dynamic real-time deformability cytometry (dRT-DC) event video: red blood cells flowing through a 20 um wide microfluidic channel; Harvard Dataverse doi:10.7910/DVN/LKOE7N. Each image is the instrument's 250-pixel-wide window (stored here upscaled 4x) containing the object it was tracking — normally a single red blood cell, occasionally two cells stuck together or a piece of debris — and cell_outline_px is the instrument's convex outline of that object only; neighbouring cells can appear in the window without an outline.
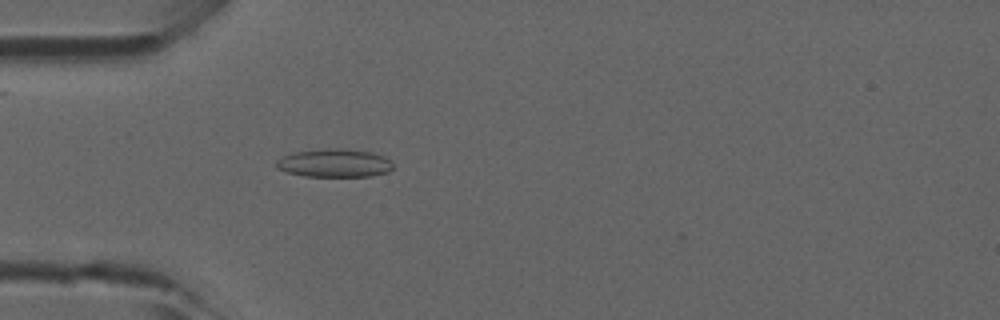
{"species": "common noctule bat (a hibernating species)", "species_latin": "Nyctalus noctula", "temperature_condition": "room temperature", "stored_images_in_passage": 39, "camera_frame_rate_fps": 3000, "um_per_image_px": 0.085, "animal": {"sex": "male", "forearm_length_mm": 52.5}, "frame": {"image": 1, "passage_image": 6, "time_ms": 1.667, "image_size_px": [1000, 320], "cell_outline_px": [[392, 168], [388, 172], [372, 176], [304, 176], [288, 172], [276, 168], [276, 160], [284, 156], [296, 152], [328, 148], [344, 148], [372, 152], [384, 156], [392, 164]], "centroid_in_image_um": [28.44, 13.86], "position_along_channel_um": 56.6, "area_um2": 19.13}}
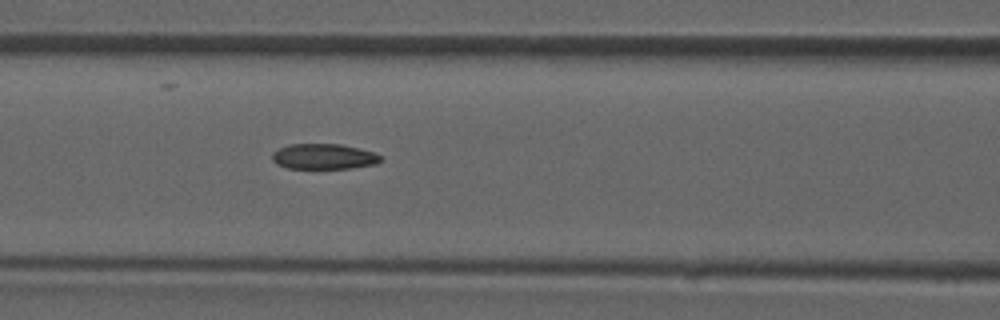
{"frame": {"image": 2, "passage_image": 12, "time_ms": 3.667, "image_size_px": [1000, 320], "cell_outline_px": [[380, 160], [376, 164], [352, 168], [288, 168], [276, 164], [272, 160], [272, 152], [288, 144], [340, 144], [360, 148], [376, 152], [380, 156]], "centroid_in_image_um": [27.52, 13.3], "position_along_channel_um": 139.1, "area_um2": 16.13}}
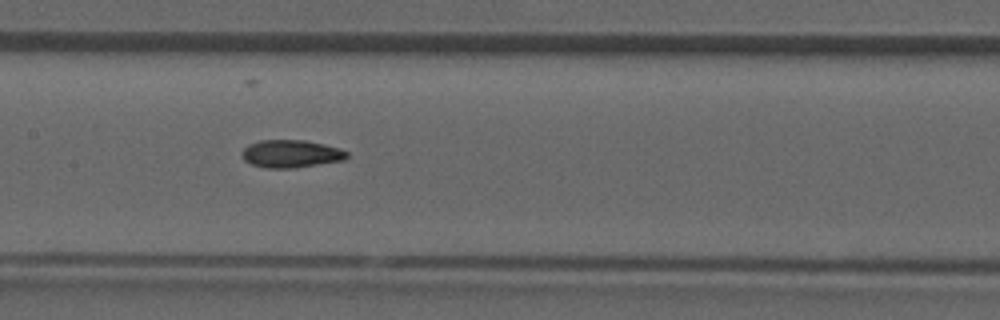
{"frame": {"image": 3, "passage_image": 15, "time_ms": 4.667, "image_size_px": [1000, 320], "cell_outline_px": [[348, 156], [344, 160], [292, 168], [268, 168], [252, 164], [244, 160], [240, 152], [248, 144], [260, 140], [304, 140], [324, 144], [340, 148], [348, 152]], "centroid_in_image_um": [24.72, 13.06], "position_along_channel_um": 182.7, "area_um2": 16.94}}